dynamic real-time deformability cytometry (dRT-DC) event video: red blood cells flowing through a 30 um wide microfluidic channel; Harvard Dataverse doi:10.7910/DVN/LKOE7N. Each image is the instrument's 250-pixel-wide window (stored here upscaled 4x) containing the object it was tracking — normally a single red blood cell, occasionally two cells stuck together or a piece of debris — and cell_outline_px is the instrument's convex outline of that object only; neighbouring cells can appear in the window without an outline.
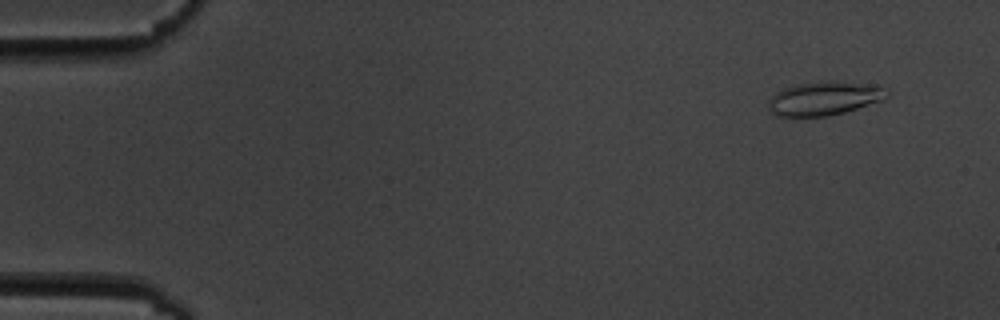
{"species": "common noctule bat (a hibernating species)", "species_latin": "Nyctalus noctula", "temperature_condition": "cold", "stored_images_in_passage": 6, "camera_frame_rate_fps": 3000, "um_per_image_px": 0.085, "animal": {"sex": "male", "body_mass_g": 19.5, "forearm_length_mm": 54.6}, "frame": {"image": 1, "passage_image": 2, "time_ms": 1.333, "image_size_px": [1000, 320], "cell_outline_px": [[892, 92], [884, 100], [844, 112], [828, 116], [776, 116], [768, 108], [768, 100], [776, 92], [784, 88], [800, 84], [856, 84], [884, 88]], "centroid_in_image_um": [70.03, 8.43], "position_along_channel_um": 15.0, "area_um2": 22.14}}
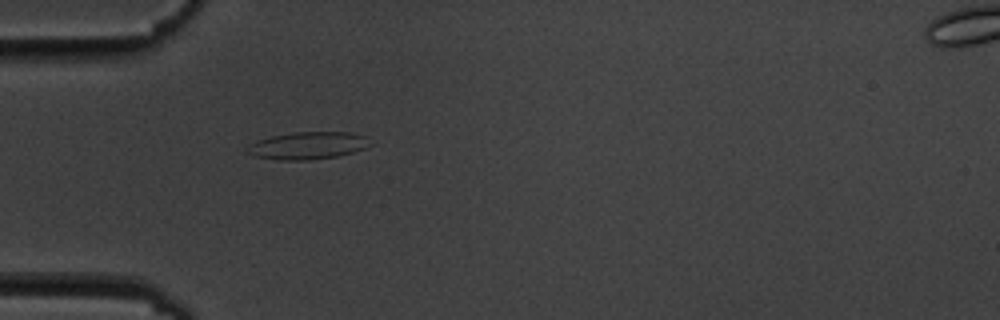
{"frame": {"image": 2, "passage_image": 5, "time_ms": 5.667, "image_size_px": [1000, 320], "cell_outline_px": [[372, 144], [364, 148], [352, 152], [336, 156], [308, 160], [280, 160], [256, 156], [248, 152], [248, 144], [256, 140], [272, 136], [296, 132], [352, 132], [364, 136]], "centroid_in_image_um": [26.16, 12.36], "position_along_channel_um": 58.8, "area_um2": 19.36}}